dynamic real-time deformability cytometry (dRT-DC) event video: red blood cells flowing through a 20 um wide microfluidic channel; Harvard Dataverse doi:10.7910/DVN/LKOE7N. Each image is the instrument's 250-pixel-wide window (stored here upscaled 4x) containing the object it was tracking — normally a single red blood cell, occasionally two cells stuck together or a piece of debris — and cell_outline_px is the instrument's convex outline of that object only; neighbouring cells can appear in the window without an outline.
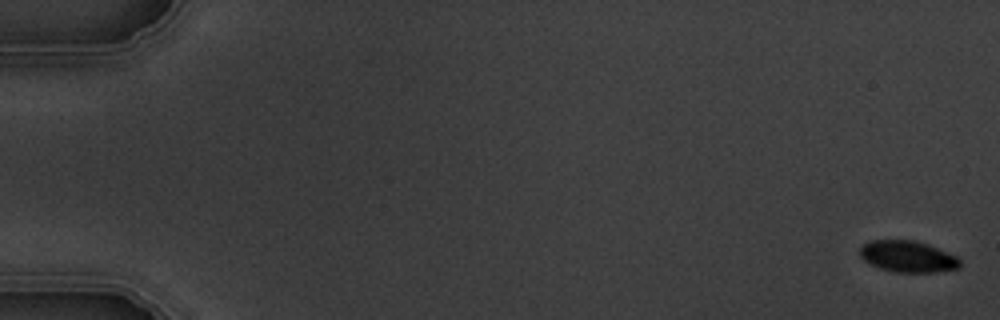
{"species": "common noctule bat (a hibernating species)", "species_latin": "Nyctalus noctula", "temperature_condition": "warm", "stored_images_in_passage": 6, "camera_frame_rate_fps": 3000, "um_per_image_px": 0.085, "animal": {"sex": "male", "body_mass_g": 19.5, "forearm_length_mm": 54.6}, "frame": {"image": 1, "passage_image": 1, "time_ms": 0.0, "image_size_px": [1000, 320], "cell_outline_px": [[960, 268], [936, 272], [896, 272], [880, 268], [864, 260], [860, 256], [860, 244], [872, 240], [916, 240], [928, 244], [956, 256], [960, 260]], "centroid_in_image_um": [77.15, 21.79], "position_along_channel_um": 7.8, "area_um2": 18.32}}